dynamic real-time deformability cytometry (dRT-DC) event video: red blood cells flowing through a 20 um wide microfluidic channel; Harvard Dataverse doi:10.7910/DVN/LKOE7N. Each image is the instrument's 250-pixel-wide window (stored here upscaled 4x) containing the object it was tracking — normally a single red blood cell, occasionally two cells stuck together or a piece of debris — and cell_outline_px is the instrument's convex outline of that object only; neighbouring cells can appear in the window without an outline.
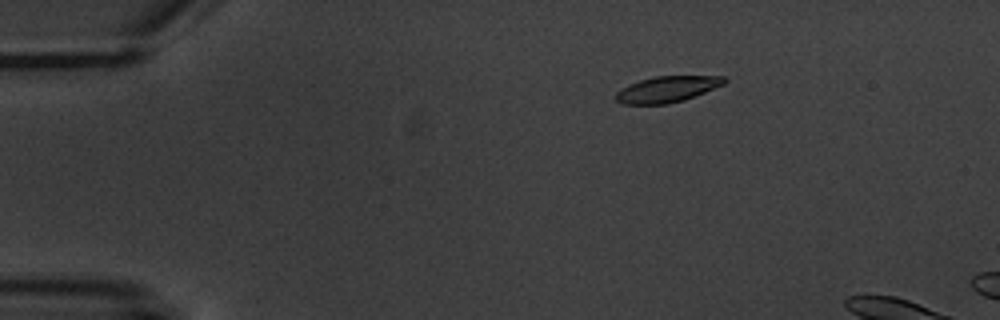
{"species": "common noctule bat (a hibernating species)", "species_latin": "Nyctalus noctula", "temperature_condition": "warm", "stored_images_in_passage": 3, "camera_frame_rate_fps": 3000, "um_per_image_px": 0.085, "animal": {"sex": "male", "body_mass_g": 20.1, "forearm_length_mm": 53.5}, "frame": {"image": 1, "passage_image": 1, "time_ms": 0.0, "image_size_px": [1000, 320], "cell_outline_px": [[728, 80], [724, 84], [684, 100], [668, 104], [620, 104], [616, 100], [616, 92], [628, 84], [640, 80], [656, 76], [724, 76]], "centroid_in_image_um": [56.69, 7.58], "position_along_channel_um": 28.3, "area_um2": 16.42}}